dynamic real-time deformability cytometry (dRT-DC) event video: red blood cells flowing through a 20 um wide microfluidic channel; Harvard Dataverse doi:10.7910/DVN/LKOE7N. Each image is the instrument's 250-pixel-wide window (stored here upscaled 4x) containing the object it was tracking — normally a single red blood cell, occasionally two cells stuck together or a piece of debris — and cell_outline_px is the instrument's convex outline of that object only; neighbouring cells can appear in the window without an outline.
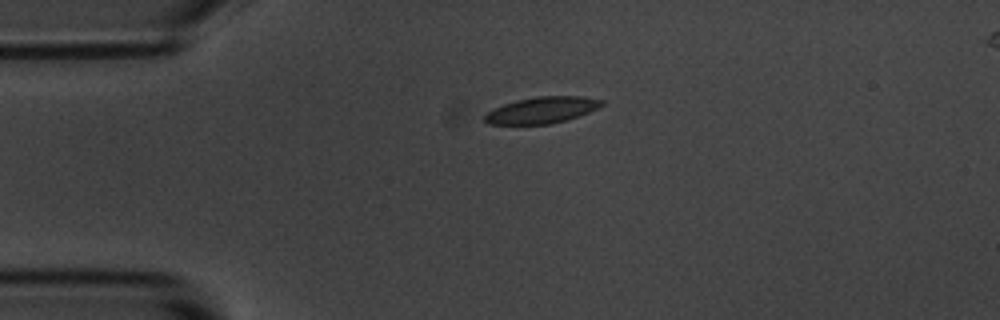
{"species": "common noctule bat (a hibernating species)", "species_latin": "Nyctalus noctula", "temperature_condition": "room temperature", "stored_images_in_passage": 5, "camera_frame_rate_fps": 3000, "um_per_image_px": 0.085, "animal": {"sex": "male", "body_mass_g": 20.1, "forearm_length_mm": 53.5}, "frame": {"image": 1, "passage_image": 5, "time_ms": 5.333, "image_size_px": [1000, 320], "cell_outline_px": [[604, 104], [600, 108], [580, 116], [568, 120], [548, 124], [488, 124], [480, 120], [488, 112], [504, 104], [516, 100], [536, 96], [580, 96], [604, 100]], "centroid_in_image_um": [46.09, 9.36], "position_along_channel_um": 38.9, "area_um2": 18.21}}